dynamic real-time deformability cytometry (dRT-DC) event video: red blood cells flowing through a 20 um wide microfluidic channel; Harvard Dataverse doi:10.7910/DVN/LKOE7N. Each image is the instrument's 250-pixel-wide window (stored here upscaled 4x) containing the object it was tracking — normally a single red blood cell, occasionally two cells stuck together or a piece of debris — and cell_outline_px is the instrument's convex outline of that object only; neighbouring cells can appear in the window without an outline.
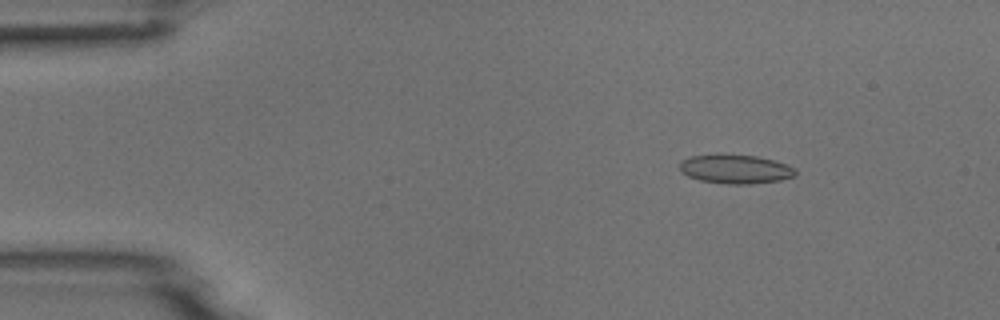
{"species": "common noctule bat (a hibernating species)", "species_latin": "Nyctalus noctula", "temperature_condition": "room temperature", "stored_images_in_passage": 52, "camera_frame_rate_fps": 3000, "um_per_image_px": 0.085, "animal": {"sex": "male", "body_mass_g": 18.8}, "frame": {"image": 1, "passage_image": 7, "time_ms": 2.0, "image_size_px": [1000, 320], "cell_outline_px": [[796, 176], [780, 180], [752, 184], [724, 184], [700, 180], [688, 176], [680, 172], [680, 160], [692, 156], [716, 152], [724, 152], [756, 156], [772, 160], [796, 168]], "centroid_in_image_um": [62.46, 14.34], "position_along_channel_um": 22.5, "area_um2": 20.17}}
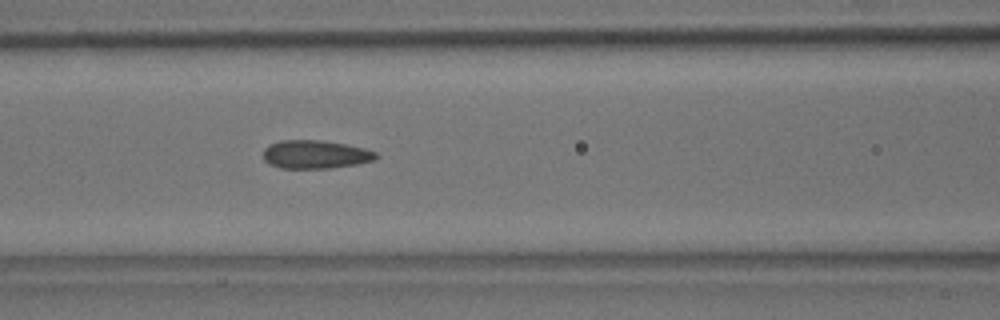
{"frame": {"image": 2, "passage_image": 22, "time_ms": 7.0, "image_size_px": [1000, 320], "cell_outline_px": [[380, 156], [376, 160], [356, 164], [328, 168], [280, 168], [268, 164], [264, 160], [264, 148], [268, 144], [280, 140], [320, 140], [344, 144], [364, 148], [376, 152]], "centroid_in_image_um": [26.79, 13.12], "position_along_channel_um": 139.8, "area_um2": 18.73}}
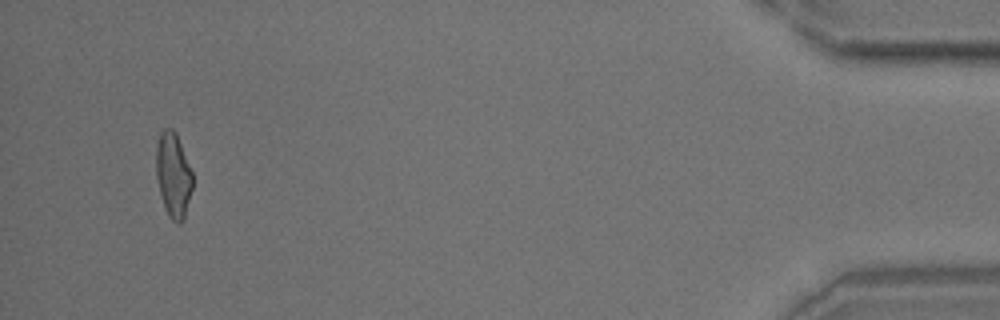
{"frame": {"image": 3, "passage_image": 50, "time_ms": 16.333, "image_size_px": [1000, 320], "cell_outline_px": [[192, 188], [184, 220], [180, 224], [176, 224], [168, 216], [164, 208], [156, 176], [156, 144], [160, 132], [164, 128], [172, 128], [176, 132], [192, 172]], "centroid_in_image_um": [14.72, 14.88], "position_along_channel_um": 420.5, "area_um2": 18.15}}